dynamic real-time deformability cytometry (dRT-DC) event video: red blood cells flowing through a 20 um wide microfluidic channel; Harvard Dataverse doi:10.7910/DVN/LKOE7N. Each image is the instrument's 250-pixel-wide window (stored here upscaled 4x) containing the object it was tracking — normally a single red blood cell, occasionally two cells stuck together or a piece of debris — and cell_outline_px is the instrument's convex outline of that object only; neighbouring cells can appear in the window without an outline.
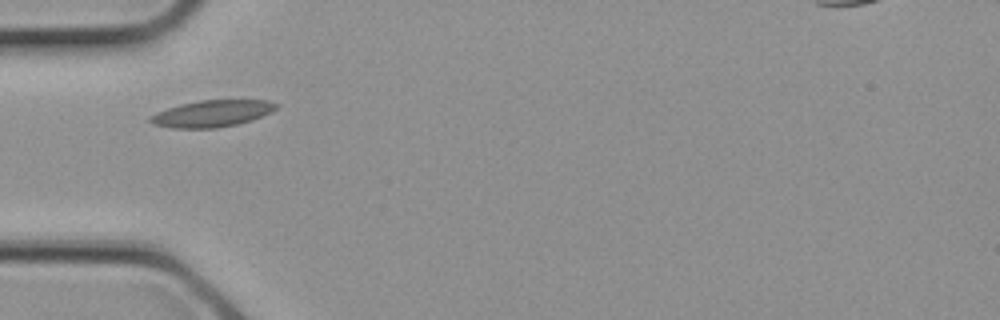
{"species": "common noctule bat (a hibernating species)", "species_latin": "Nyctalus noctula", "temperature_condition": "cold", "stored_images_in_passage": 2, "camera_frame_rate_fps": 3000, "um_per_image_px": 0.085, "animal": {"sex": "female", "body_mass_g": 21.9}, "frame": {"image": 1, "passage_image": 2, "time_ms": 0.333, "image_size_px": [1000, 320], "cell_outline_px": [[280, 104], [276, 108], [252, 120], [236, 124], [216, 128], [172, 128], [152, 124], [148, 120], [148, 116], [156, 112], [180, 104], [200, 100], [268, 100]], "centroid_in_image_um": [17.97, 9.65], "position_along_channel_um": 67.0, "area_um2": 19.54}}